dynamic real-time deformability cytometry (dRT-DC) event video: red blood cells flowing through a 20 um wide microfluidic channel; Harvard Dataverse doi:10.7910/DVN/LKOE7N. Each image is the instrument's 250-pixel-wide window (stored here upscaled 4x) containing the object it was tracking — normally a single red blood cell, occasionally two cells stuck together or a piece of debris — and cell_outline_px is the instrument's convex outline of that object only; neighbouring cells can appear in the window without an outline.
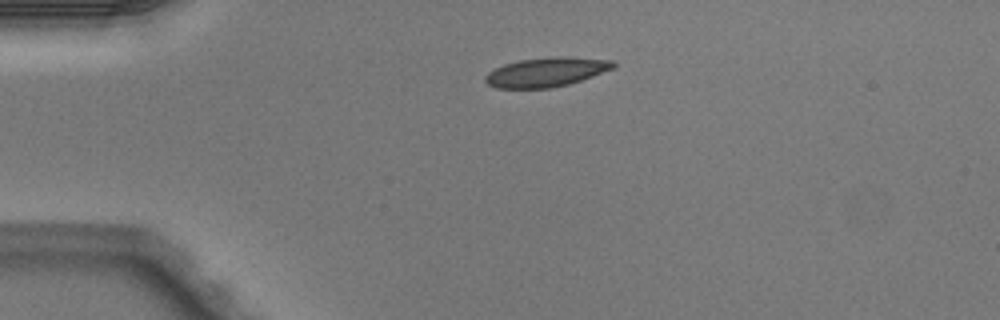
{"species": "Egyptian fruit bat (a non-hibernating species)", "species_latin": "Rousettus aegyptiacus", "temperature_condition": "warm", "stored_images_in_passage": 1, "camera_frame_rate_fps": 3000, "um_per_image_px": 0.085, "animal": {"sex": "male"}, "frame": {"image": 1, "passage_image": 1, "time_ms": 0.0, "image_size_px": [1000, 320], "cell_outline_px": [[616, 64], [612, 68], [592, 76], [568, 84], [548, 88], [496, 88], [488, 84], [484, 80], [484, 76], [488, 72], [504, 64], [520, 60], [552, 56], [564, 56], [612, 60]], "centroid_in_image_um": [46.4, 6.12], "position_along_channel_um": 38.6, "area_um2": 21.68}}